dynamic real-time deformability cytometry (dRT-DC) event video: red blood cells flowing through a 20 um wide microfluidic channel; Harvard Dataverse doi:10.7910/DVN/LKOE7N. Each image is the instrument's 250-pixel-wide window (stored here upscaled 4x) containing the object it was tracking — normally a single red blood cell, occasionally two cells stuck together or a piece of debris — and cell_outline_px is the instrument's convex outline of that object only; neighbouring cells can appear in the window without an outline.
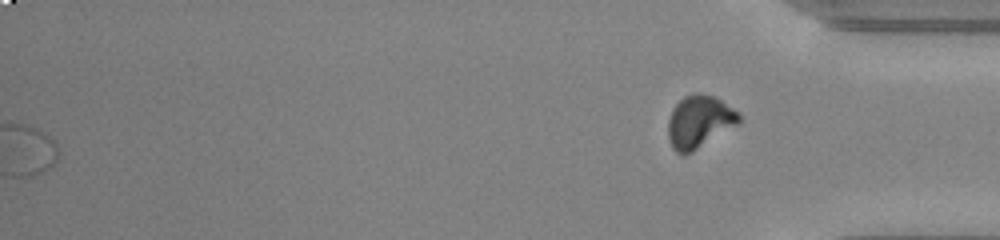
{"species": "common noctule bat (a hibernating species)", "species_latin": "Nyctalus noctula", "temperature_condition": "warm", "stored_images_in_passage": 37, "segment_of_instrument_passage": [2, 2], "camera_frame_rate_fps": 3000, "um_per_image_px": 0.085, "animal": {"sex": "male", "body_mass_g": 20.0, "forearm_length_mm": 53.3}, "frame": {"image": 1, "passage_image": 37, "time_ms": 12.0, "image_size_px": [1000, 240], "cell_outline_px": [[740, 124], [692, 152], [684, 156], [676, 152], [672, 148], [668, 140], [668, 120], [672, 108], [684, 96], [692, 92], [696, 92], [712, 96], [720, 100], [732, 108], [740, 116]], "centroid_in_image_um": [59.41, 10.37], "position_along_channel_um": 375.8, "area_um2": 21.91}}